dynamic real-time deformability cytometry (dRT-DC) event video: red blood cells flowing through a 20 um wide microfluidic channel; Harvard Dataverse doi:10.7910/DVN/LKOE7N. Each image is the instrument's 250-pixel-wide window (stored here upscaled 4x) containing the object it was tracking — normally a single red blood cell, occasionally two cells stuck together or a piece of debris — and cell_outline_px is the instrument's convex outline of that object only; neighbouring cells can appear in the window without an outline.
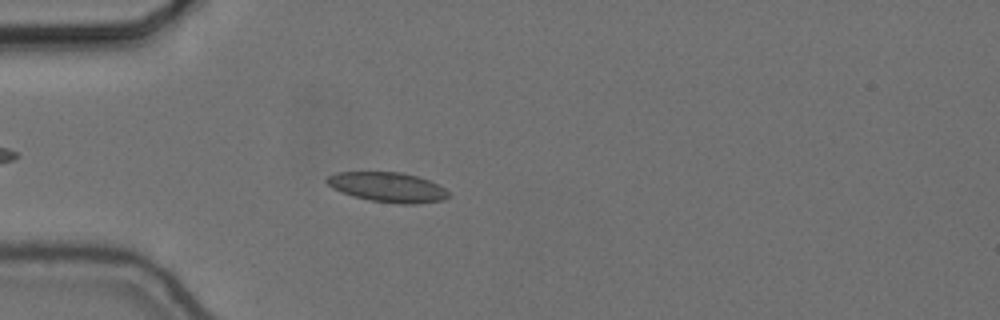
{"species": "common noctule bat (a hibernating species)", "species_latin": "Nyctalus noctula", "temperature_condition": "cold", "stored_images_in_passage": 55, "camera_frame_rate_fps": 3000, "um_per_image_px": 0.085, "animal": {"sex": "female", "body_mass_g": 24.6, "forearm_length_mm": 56.2}, "frame": {"image": 1, "passage_image": 16, "time_ms": 5.0, "image_size_px": [1000, 320], "cell_outline_px": [[448, 196], [444, 200], [416, 204], [400, 204], [368, 200], [332, 188], [324, 180], [328, 176], [336, 172], [400, 172], [416, 176], [428, 180], [444, 188], [448, 192]], "centroid_in_image_um": [32.95, 15.91], "position_along_channel_um": 52.1, "area_um2": 20.92}}
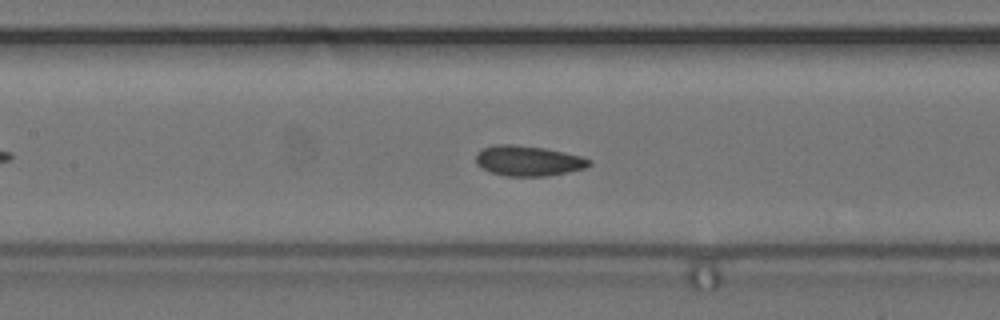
{"frame": {"image": 2, "passage_image": 26, "time_ms": 8.333, "image_size_px": [1000, 320], "cell_outline_px": [[592, 164], [584, 168], [568, 172], [544, 176], [504, 176], [492, 172], [476, 164], [476, 152], [484, 148], [496, 144], [512, 144], [544, 148], [580, 156], [592, 160]], "centroid_in_image_um": [44.89, 13.67], "position_along_channel_um": 162.5, "area_um2": 19.83}}
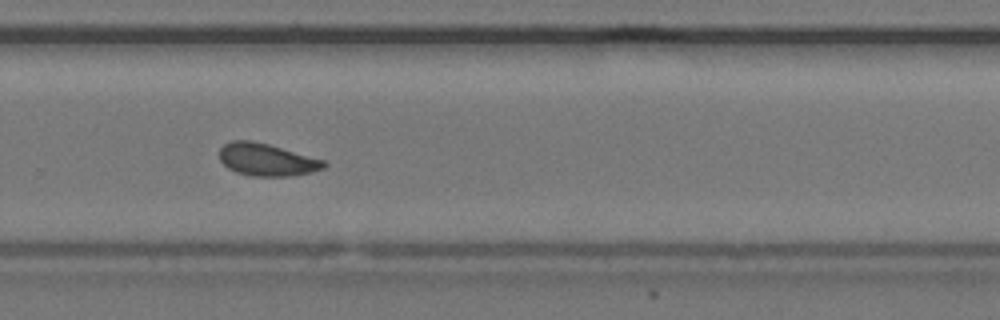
{"frame": {"image": 3, "passage_image": 38, "time_ms": 12.333, "image_size_px": [1000, 320], "cell_outline_px": [[328, 164], [324, 168], [312, 172], [288, 176], [248, 176], [236, 172], [228, 168], [220, 160], [220, 148], [224, 144], [232, 140], [252, 140], [268, 144], [324, 160]], "centroid_in_image_um": [22.66, 13.57], "position_along_channel_um": 307.1, "area_um2": 19.71}, "authors_computed_cell_mechanics": {"area_um2": 19.9988, "velocity_mm_per_s": 3.64, "shape_relaxation_time_tau1_ms": 5.7834, "shape_relaxation_time_tau2_ms": 1.8523, "deformation_change_tau1": 0.0983, "deformation_change_tau2": 0.0674}}